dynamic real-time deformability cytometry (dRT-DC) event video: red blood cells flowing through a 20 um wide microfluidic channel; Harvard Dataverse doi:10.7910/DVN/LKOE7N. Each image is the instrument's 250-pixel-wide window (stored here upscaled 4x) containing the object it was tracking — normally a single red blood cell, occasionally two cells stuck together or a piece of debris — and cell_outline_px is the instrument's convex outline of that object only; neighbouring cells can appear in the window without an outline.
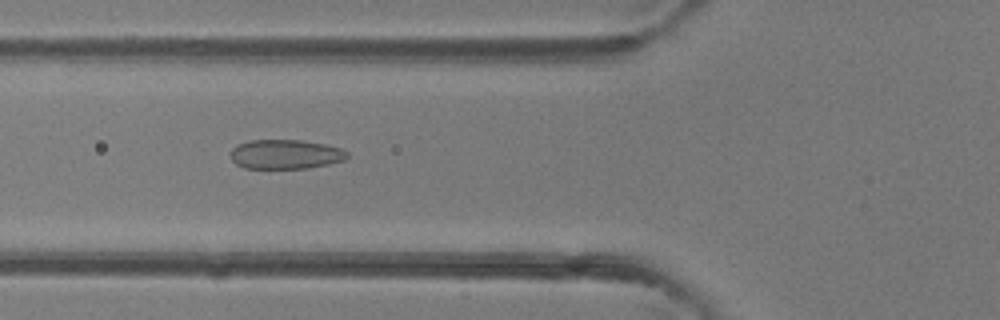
{"species": "common noctule bat (a hibernating species)", "species_latin": "Nyctalus noctula", "temperature_condition": "room temperature", "stored_images_in_passage": 36, "camera_frame_rate_fps": 3000, "um_per_image_px": 0.085, "animal": {"sex": "female"}, "frame": {"image": 1, "passage_image": 6, "time_ms": 1.667, "image_size_px": [1000, 320], "cell_outline_px": [[348, 156], [344, 160], [328, 164], [308, 168], [244, 168], [236, 164], [232, 160], [232, 148], [236, 144], [248, 140], [300, 140], [324, 144], [340, 148], [348, 152]], "centroid_in_image_um": [24.25, 13.11], "position_along_channel_um": 101.5, "area_um2": 19.94}}
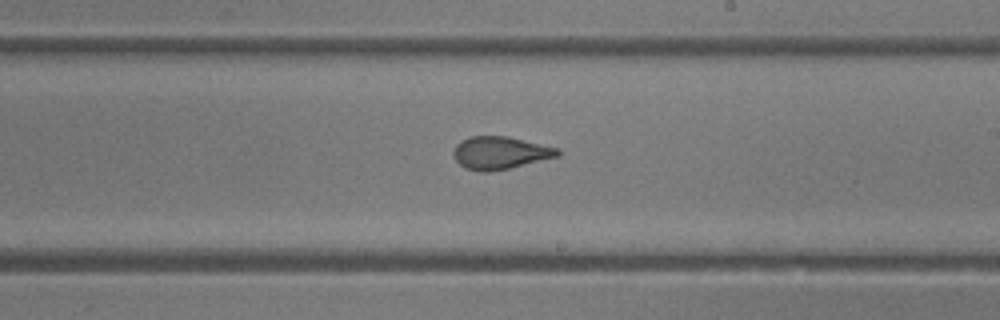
{"frame": {"image": 2, "passage_image": 16, "time_ms": 5.0, "image_size_px": [1000, 320], "cell_outline_px": [[560, 156], [508, 168], [488, 172], [480, 172], [464, 168], [456, 160], [452, 152], [456, 144], [460, 140], [472, 136], [508, 136], [560, 148]], "centroid_in_image_um": [42.51, 12.98], "position_along_channel_um": 246.5, "area_um2": 19.94}}
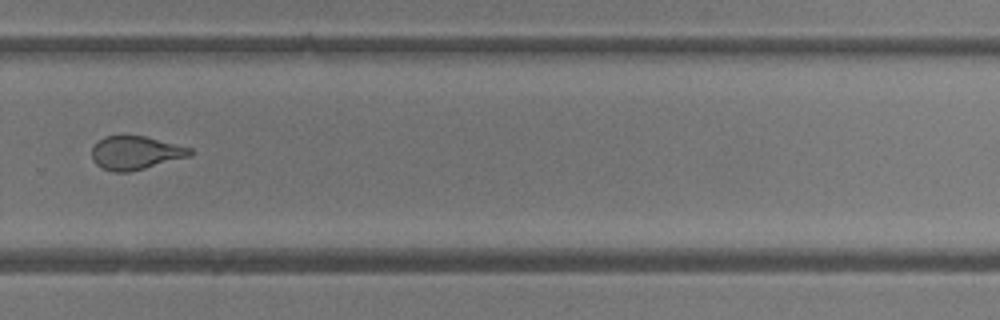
{"frame": {"image": 3, "passage_image": 21, "time_ms": 6.667, "image_size_px": [1000, 320], "cell_outline_px": [[192, 156], [128, 172], [116, 172], [104, 168], [96, 164], [92, 160], [92, 148], [104, 136], [144, 136], [192, 148]], "centroid_in_image_um": [11.54, 12.99], "position_along_channel_um": 318.3, "area_um2": 18.9}, "authors_computed_cell_mechanics": {"area_um2": 19.9699, "velocity_mm_per_s": 4.3328, "shape_relaxation_time_tau1_ms": 5.4911, "shape_relaxation_time_tau2_ms": 0.7946, "deformation_change_tau1": 0.1493, "deformation_change_tau2": 0.058}}